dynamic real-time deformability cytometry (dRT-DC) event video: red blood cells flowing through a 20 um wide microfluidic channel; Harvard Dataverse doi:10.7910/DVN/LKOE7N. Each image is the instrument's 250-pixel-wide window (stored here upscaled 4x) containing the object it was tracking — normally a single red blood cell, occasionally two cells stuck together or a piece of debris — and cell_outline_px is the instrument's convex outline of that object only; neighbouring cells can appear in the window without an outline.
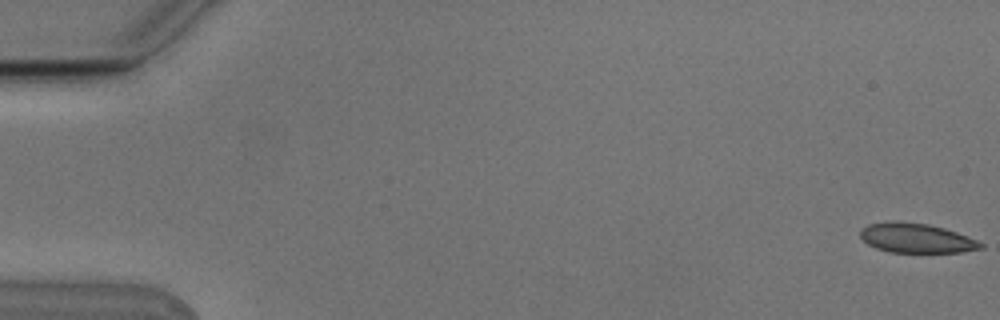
{"species": "Egyptian fruit bat (a non-hibernating species)", "species_latin": "Rousettus aegyptiacus", "temperature_condition": "cold", "stored_images_in_passage": 10, "camera_frame_rate_fps": 3000, "um_per_image_px": 0.085, "animal": {"sex": "male"}, "frame": {"image": 1, "passage_image": 1, "time_ms": 0.0, "image_size_px": [1000, 320], "cell_outline_px": [[984, 248], [960, 252], [888, 252], [876, 248], [868, 244], [860, 236], [860, 228], [868, 224], [888, 220], [896, 220], [928, 224], [944, 228], [968, 236], [984, 244]], "centroid_in_image_um": [77.85, 20.22], "position_along_channel_um": 7.1, "area_um2": 20.92}}
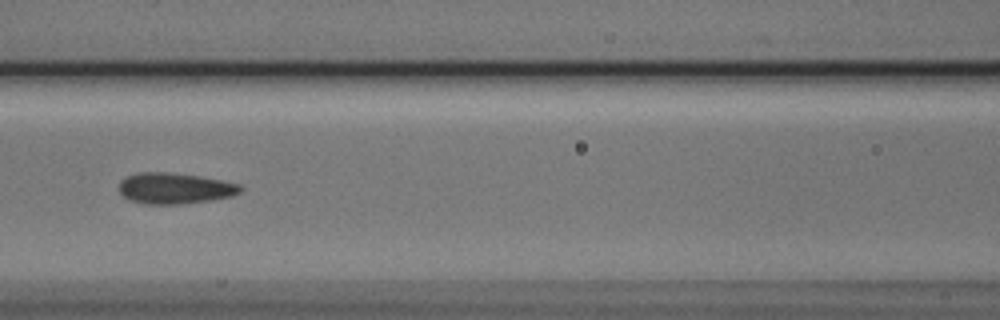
{"frame": {"image": 2, "passage_image": 8, "time_ms": 2.333, "image_size_px": [1000, 320], "cell_outline_px": [[244, 188], [240, 192], [232, 196], [212, 200], [184, 204], [144, 204], [128, 200], [120, 192], [120, 180], [128, 176], [140, 172], [168, 172], [200, 176], [240, 184]], "centroid_in_image_um": [14.87, 16.01], "position_along_channel_um": 151.7, "area_um2": 22.02}}
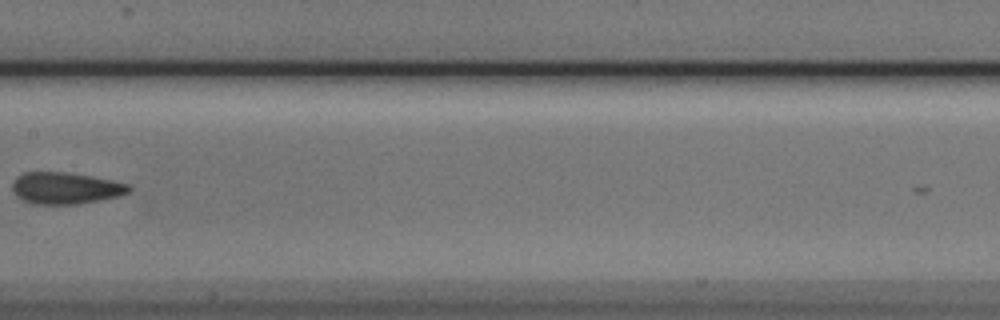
{"frame": {"image": 3, "passage_image": 9, "time_ms": 2.667, "image_size_px": [1000, 320], "cell_outline_px": [[132, 192], [120, 196], [80, 204], [32, 204], [16, 196], [12, 192], [12, 184], [16, 176], [24, 172], [68, 172], [92, 176], [132, 184]], "centroid_in_image_um": [5.61, 15.99], "position_along_channel_um": 201.8, "area_um2": 21.96}}